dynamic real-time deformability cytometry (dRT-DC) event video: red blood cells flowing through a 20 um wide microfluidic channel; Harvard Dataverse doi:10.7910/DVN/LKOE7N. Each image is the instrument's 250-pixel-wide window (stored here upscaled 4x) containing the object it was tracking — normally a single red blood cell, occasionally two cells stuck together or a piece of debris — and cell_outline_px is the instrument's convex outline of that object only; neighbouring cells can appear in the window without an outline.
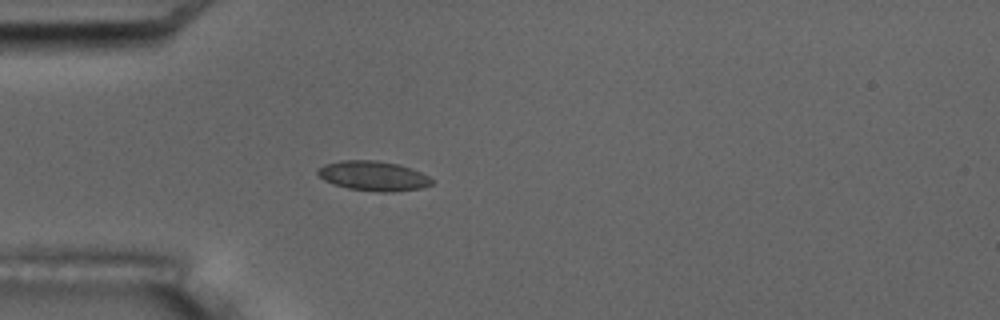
{"species": "common noctule bat (a hibernating species)", "species_latin": "Nyctalus noctula", "temperature_condition": "room temperature", "stored_images_in_passage": 5, "camera_frame_rate_fps": 3000, "um_per_image_px": 0.085, "animal": {"sex": "male", "body_mass_g": 17.5, "forearm_length_mm": 52.3}, "frame": {"image": 1, "passage_image": 5, "time_ms": 5.333, "image_size_px": [1000, 320], "cell_outline_px": [[432, 184], [420, 188], [392, 192], [380, 192], [348, 188], [332, 184], [324, 180], [316, 172], [324, 164], [340, 160], [376, 160], [400, 164], [412, 168], [428, 176], [432, 180]], "centroid_in_image_um": [31.72, 14.94], "position_along_channel_um": 53.3, "area_um2": 19.77}}